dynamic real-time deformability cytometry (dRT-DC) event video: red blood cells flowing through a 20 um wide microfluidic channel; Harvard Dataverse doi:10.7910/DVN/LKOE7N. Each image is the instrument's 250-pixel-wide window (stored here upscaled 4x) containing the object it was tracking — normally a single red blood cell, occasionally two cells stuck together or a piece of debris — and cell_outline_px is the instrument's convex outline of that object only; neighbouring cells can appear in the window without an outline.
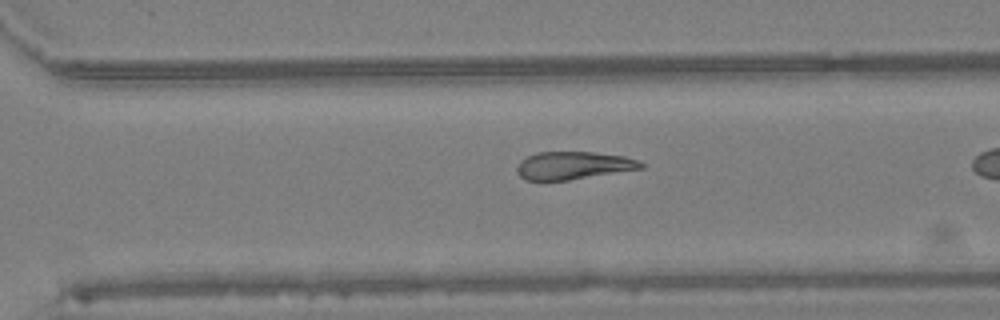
{"species": "Egyptian fruit bat (a non-hibernating species)", "species_latin": "Rousettus aegyptiacus", "temperature_condition": "warm", "stored_images_in_passage": 31, "camera_frame_rate_fps": 3000, "um_per_image_px": 0.085, "animal": {"sex": "female"}, "frame": {"image": 1, "passage_image": 27, "time_ms": 8.667, "image_size_px": [1000, 320], "cell_outline_px": [[644, 168], [568, 180], [524, 180], [520, 176], [516, 168], [520, 160], [536, 152], [592, 152], [624, 156], [636, 160], [644, 164]], "centroid_in_image_um": [48.71, 14.06], "position_along_channel_um": 321.9, "area_um2": 19.94}}